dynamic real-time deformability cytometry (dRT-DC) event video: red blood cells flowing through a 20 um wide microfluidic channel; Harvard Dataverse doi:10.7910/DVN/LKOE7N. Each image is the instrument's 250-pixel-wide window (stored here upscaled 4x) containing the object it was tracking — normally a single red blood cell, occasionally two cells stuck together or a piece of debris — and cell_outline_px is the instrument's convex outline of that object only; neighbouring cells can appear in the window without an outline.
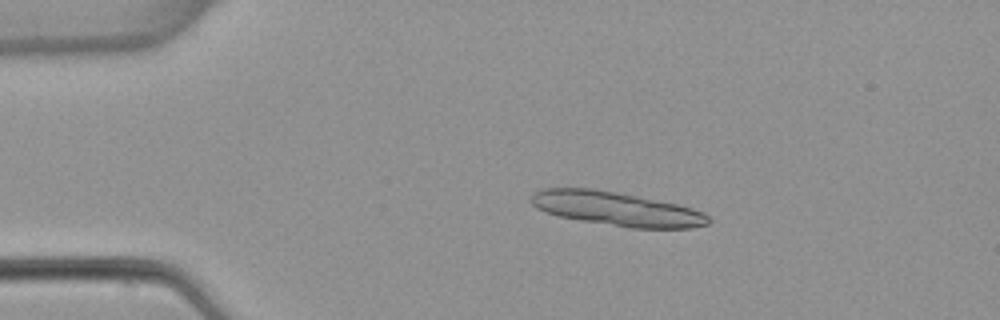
{"species": "common noctule bat (a hibernating species)", "species_latin": "Nyctalus noctula", "temperature_condition": "warm", "stored_images_in_passage": 5, "segment_of_instrument_passage": [1, 2], "camera_frame_rate_fps": 3000, "um_per_image_px": 0.085, "animal": {"sex": "female", "body_mass_g": 22.7, "forearm_length_mm": 54.2}, "frame": {"image": 1, "passage_image": 3, "time_ms": 2.333, "image_size_px": [1000, 320], "cell_outline_px": [[712, 220], [708, 224], [692, 228], [632, 228], [580, 220], [560, 216], [536, 208], [528, 200], [532, 192], [540, 188], [588, 188], [636, 196], [676, 204], [692, 208], [704, 212]], "centroid_in_image_um": [52.38, 17.75], "position_along_channel_um": 32.6, "area_um2": 34.85}}